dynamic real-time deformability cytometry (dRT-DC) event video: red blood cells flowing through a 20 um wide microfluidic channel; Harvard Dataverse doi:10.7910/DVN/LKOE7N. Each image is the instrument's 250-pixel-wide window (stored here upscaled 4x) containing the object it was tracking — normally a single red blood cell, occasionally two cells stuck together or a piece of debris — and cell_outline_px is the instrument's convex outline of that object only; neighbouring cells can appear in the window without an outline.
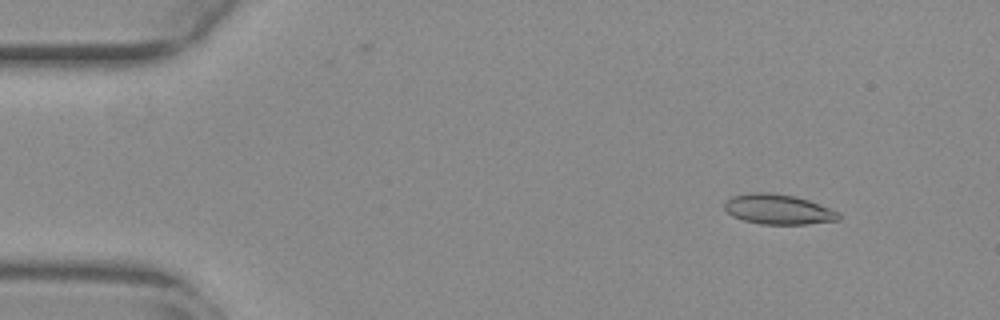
{"species": "common noctule bat (a hibernating species)", "species_latin": "Nyctalus noctula", "temperature_condition": "warm", "stored_images_in_passage": 54, "camera_frame_rate_fps": 3000, "um_per_image_px": 0.085, "animal": {"sex": "female", "body_mass_g": 29.2, "forearm_length_mm": 56.3}, "frame": {"image": 1, "passage_image": 6, "time_ms": 1.667, "image_size_px": [1000, 320], "cell_outline_px": [[840, 220], [808, 224], [760, 224], [744, 220], [732, 216], [724, 208], [724, 200], [732, 196], [752, 192], [768, 192], [796, 196], [808, 200], [840, 212]], "centroid_in_image_um": [66.14, 17.79], "position_along_channel_um": 18.9, "area_um2": 20.11}}
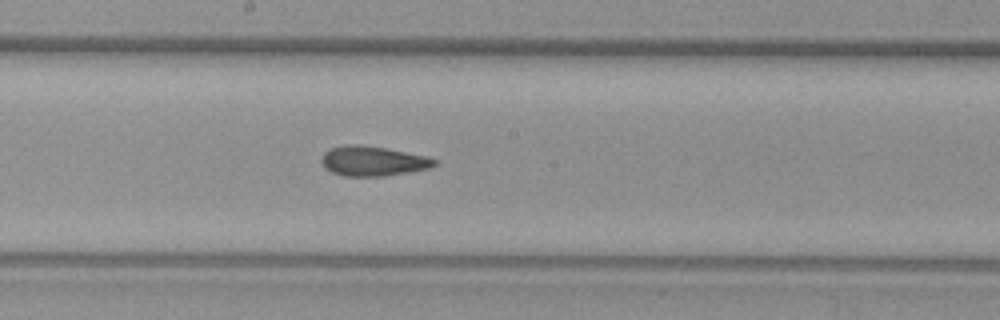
{"frame": {"image": 2, "passage_image": 29, "time_ms": 9.333, "image_size_px": [1000, 320], "cell_outline_px": [[436, 164], [428, 168], [408, 172], [384, 176], [344, 176], [332, 172], [324, 168], [320, 160], [324, 152], [332, 148], [348, 144], [356, 144], [384, 148], [428, 156], [436, 160]], "centroid_in_image_um": [31.66, 13.69], "position_along_channel_um": 216.5, "area_um2": 19.48}}
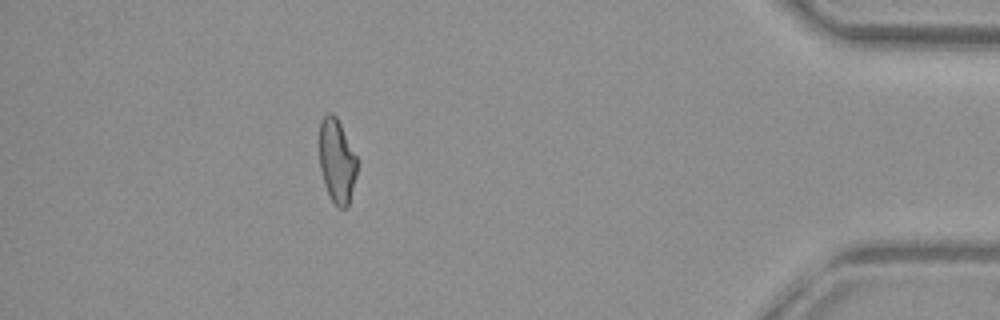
{"frame": {"image": 3, "passage_image": 48, "time_ms": 15.667, "image_size_px": [1000, 320], "cell_outline_px": [[356, 176], [348, 208], [340, 208], [332, 200], [324, 184], [320, 168], [320, 120], [328, 112], [332, 112], [336, 116], [356, 156]], "centroid_in_image_um": [28.63, 13.68], "position_along_channel_um": 406.6, "area_um2": 18.21}, "authors_computed_cell_mechanics": {"area_um2": 19.7387, "velocity_mm_per_s": 3.8505, "shape_relaxation_time_tau1_ms": null, "shape_relaxation_time_tau2_ms": 1.8702, "deformation_change_tau1": null, "deformation_change_tau2": 0.0802}}